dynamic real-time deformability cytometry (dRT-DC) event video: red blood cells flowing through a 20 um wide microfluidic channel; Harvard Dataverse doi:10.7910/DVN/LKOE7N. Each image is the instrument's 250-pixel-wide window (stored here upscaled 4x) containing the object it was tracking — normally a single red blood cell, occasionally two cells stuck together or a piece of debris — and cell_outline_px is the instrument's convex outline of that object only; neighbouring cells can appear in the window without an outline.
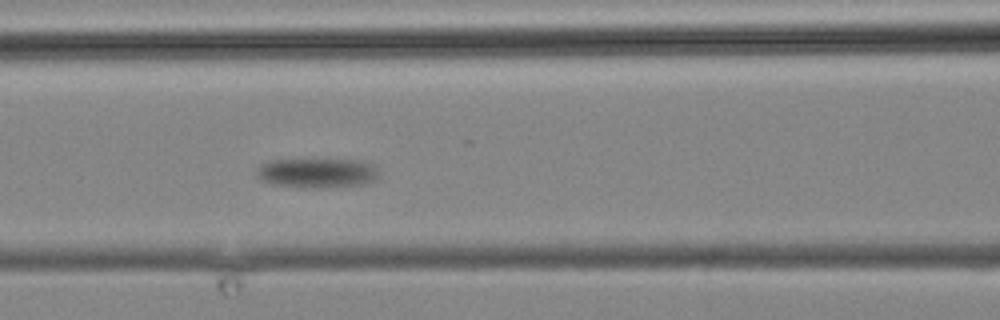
{"species": "common noctule bat (a hibernating species)", "species_latin": "Nyctalus noctula", "temperature_condition": "cold", "stored_images_in_passage": 5, "camera_frame_rate_fps": 3000, "um_per_image_px": 0.085, "animal": {"sex": "male", "body_mass_g": 19.2, "forearm_length_mm": 51.8}, "frame": {"image": 1, "passage_image": 5, "time_ms": 4.667, "image_size_px": [1000, 320], "cell_outline_px": [[376, 176], [372, 180], [360, 184], [320, 188], [316, 188], [272, 184], [260, 180], [256, 176], [256, 168], [260, 164], [268, 160], [360, 160], [372, 164], [376, 168]], "centroid_in_image_um": [26.85, 14.69], "position_along_channel_um": 139.7, "area_um2": 20.81}}